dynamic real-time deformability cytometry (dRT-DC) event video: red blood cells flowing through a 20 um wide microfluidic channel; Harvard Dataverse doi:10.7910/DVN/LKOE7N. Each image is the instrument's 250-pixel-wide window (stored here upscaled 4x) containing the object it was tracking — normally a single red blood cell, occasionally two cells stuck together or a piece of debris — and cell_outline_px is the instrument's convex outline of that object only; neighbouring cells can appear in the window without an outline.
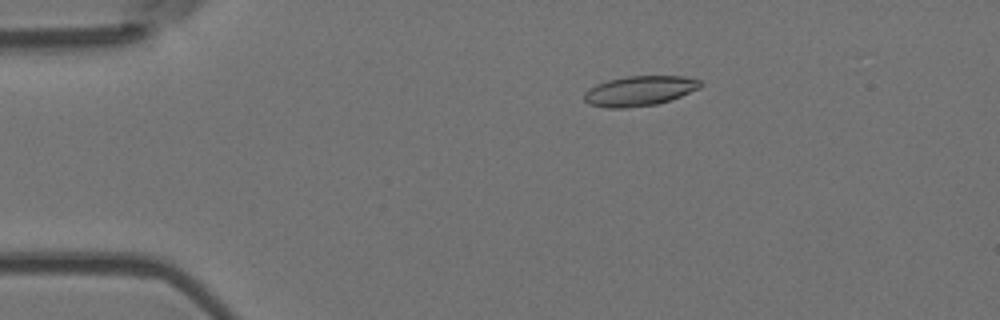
{"species": "Egyptian fruit bat (a non-hibernating species)", "species_latin": "Rousettus aegyptiacus", "temperature_condition": "room temperature", "stored_images_in_passage": 8, "camera_frame_rate_fps": 3000, "um_per_image_px": 0.085, "animal": {"sex": "female"}, "frame": {"image": 1, "passage_image": 3, "time_ms": 0.667, "image_size_px": [1000, 320], "cell_outline_px": [[704, 84], [700, 88], [680, 96], [656, 104], [624, 108], [604, 108], [588, 104], [584, 100], [584, 92], [588, 88], [596, 84], [608, 80], [628, 76], [684, 76], [700, 80]], "centroid_in_image_um": [54.33, 7.72], "position_along_channel_um": 30.7, "area_um2": 20.35}}
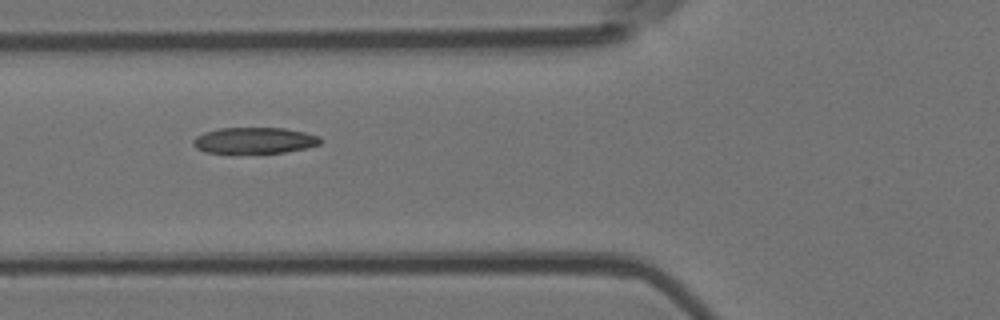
{"frame": {"image": 2, "passage_image": 6, "time_ms": 1.667, "image_size_px": [1000, 320], "cell_outline_px": [[324, 140], [320, 144], [304, 148], [284, 152], [204, 152], [196, 148], [192, 144], [192, 140], [196, 136], [204, 132], [220, 128], [284, 128], [304, 132], [320, 136]], "centroid_in_image_um": [21.63, 11.92], "position_along_channel_um": 104.2, "area_um2": 19.19}}
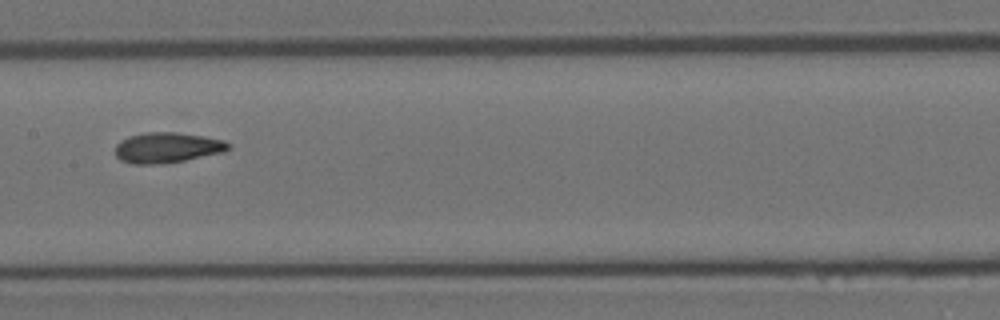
{"frame": {"image": 3, "passage_image": 8, "time_ms": 2.333, "image_size_px": [1000, 320], "cell_outline_px": [[232, 148], [224, 152], [184, 160], [160, 164], [132, 164], [120, 160], [116, 156], [116, 144], [120, 140], [128, 136], [148, 132], [176, 132], [204, 136], [224, 140], [232, 144]], "centroid_in_image_um": [14.23, 12.54], "position_along_channel_um": 193.2, "area_um2": 20.23}}